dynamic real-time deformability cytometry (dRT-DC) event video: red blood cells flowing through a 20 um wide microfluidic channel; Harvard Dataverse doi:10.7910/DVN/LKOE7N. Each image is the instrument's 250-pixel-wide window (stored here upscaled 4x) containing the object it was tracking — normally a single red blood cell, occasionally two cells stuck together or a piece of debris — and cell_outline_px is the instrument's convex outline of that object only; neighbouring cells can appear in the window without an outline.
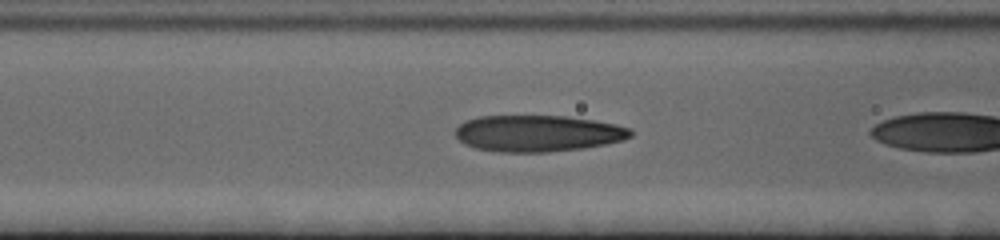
{"species": "human", "species_latin": "Homo sapiens", "temperature_condition": "cold", "stored_images_in_passage": 20, "camera_frame_rate_fps": 3000, "um_per_image_px": 0.085, "donor": {"sex": "female"}, "frame": {"image": 1, "passage_image": 18, "time_ms": 5.667, "image_size_px": [1000, 240], "cell_outline_px": [[632, 136], [624, 140], [584, 148], [548, 152], [500, 152], [476, 148], [464, 144], [452, 132], [464, 120], [480, 116], [568, 116], [616, 124], [628, 128], [632, 132]], "centroid_in_image_um": [45.68, 11.34], "position_along_channel_um": 120.9, "area_um2": 37.34}}